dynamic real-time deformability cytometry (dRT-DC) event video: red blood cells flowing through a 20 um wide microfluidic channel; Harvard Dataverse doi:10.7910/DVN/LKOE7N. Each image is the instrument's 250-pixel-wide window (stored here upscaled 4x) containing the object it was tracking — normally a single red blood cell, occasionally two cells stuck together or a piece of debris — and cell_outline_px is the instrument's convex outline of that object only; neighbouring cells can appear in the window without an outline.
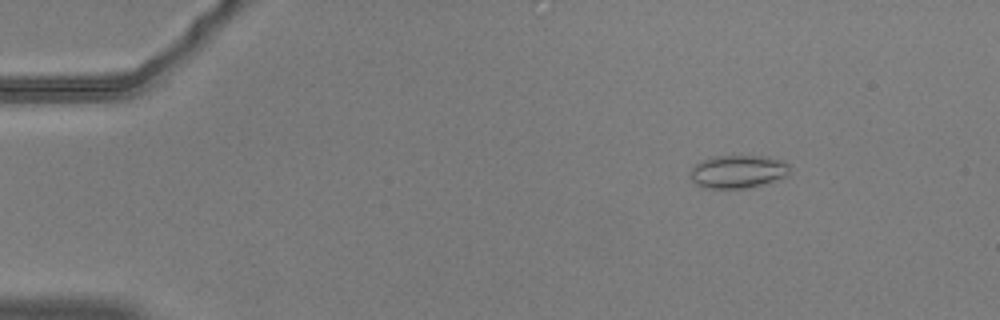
{"species": "common noctule bat (a hibernating species)", "species_latin": "Nyctalus noctula", "temperature_condition": "warm", "stored_images_in_passage": 49, "camera_frame_rate_fps": 3000, "um_per_image_px": 0.085, "animal": {"sex": "male", "body_mass_g": 20.5, "forearm_length_mm": 52.5}, "frame": {"image": 1, "passage_image": 1, "time_ms": 0.0, "image_size_px": [1000, 320], "cell_outline_px": [[788, 176], [768, 184], [748, 188], [700, 188], [692, 180], [692, 168], [700, 160], [712, 156], [768, 156], [784, 160], [788, 164]], "centroid_in_image_um": [62.76, 14.59], "position_along_channel_um": 22.2, "area_um2": 19.48}}
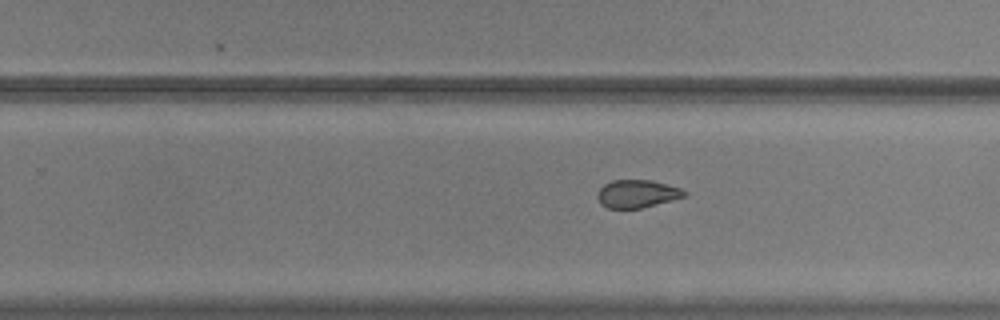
{"frame": {"image": 2, "passage_image": 29, "time_ms": 9.333, "image_size_px": [1000, 320], "cell_outline_px": [[688, 192], [684, 196], [640, 208], [608, 208], [600, 204], [596, 196], [596, 192], [604, 184], [612, 180], [652, 180], [680, 188]], "centroid_in_image_um": [54.09, 16.46], "position_along_channel_um": 275.7, "area_um2": 13.99}}
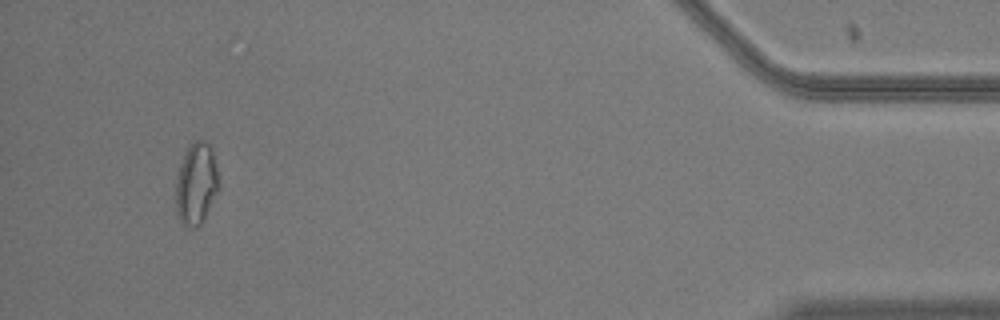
{"frame": {"image": 3, "passage_image": 46, "time_ms": 15.0, "image_size_px": [1000, 320], "cell_outline_px": [[220, 188], [200, 224], [196, 228], [192, 228], [184, 224], [180, 220], [176, 212], [176, 180], [180, 164], [184, 152], [188, 144], [196, 140], [200, 140], [208, 144], [212, 148], [216, 164], [220, 184]], "centroid_in_image_um": [16.68, 15.59], "position_along_channel_um": 418.5, "area_um2": 20.58}, "authors_computed_cell_mechanics": {"area_um2": 16.762, "velocity_mm_per_s": 3.6808, "shape_relaxation_time_tau1_ms": null, "shape_relaxation_time_tau2_ms": 2.4458, "deformation_change_tau1": null, "deformation_change_tau2": 0.074}}